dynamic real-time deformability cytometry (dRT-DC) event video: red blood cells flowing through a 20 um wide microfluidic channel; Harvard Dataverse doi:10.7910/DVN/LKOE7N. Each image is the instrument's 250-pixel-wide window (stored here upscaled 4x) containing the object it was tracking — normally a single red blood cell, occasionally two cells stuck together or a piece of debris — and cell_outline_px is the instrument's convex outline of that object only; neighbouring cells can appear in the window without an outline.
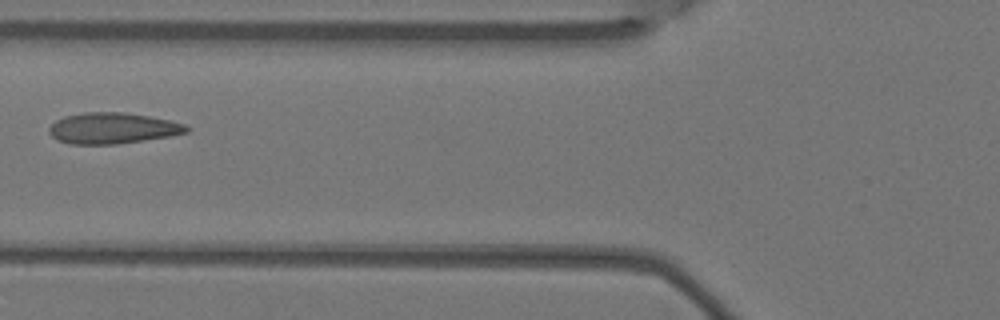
{"species": "Egyptian fruit bat (a non-hibernating species)", "species_latin": "Rousettus aegyptiacus", "temperature_condition": "warm", "stored_images_in_passage": 4, "camera_frame_rate_fps": 3000, "um_per_image_px": 0.085, "animal": {"sex": "female"}, "frame": {"image": 1, "passage_image": 4, "time_ms": 1.0, "image_size_px": [1000, 320], "cell_outline_px": [[188, 132], [172, 136], [116, 144], [72, 144], [56, 140], [48, 132], [48, 128], [56, 120], [64, 116], [84, 112], [124, 112], [172, 120], [184, 124], [188, 128]], "centroid_in_image_um": [9.56, 10.89], "position_along_channel_um": 116.2, "area_um2": 24.91}}